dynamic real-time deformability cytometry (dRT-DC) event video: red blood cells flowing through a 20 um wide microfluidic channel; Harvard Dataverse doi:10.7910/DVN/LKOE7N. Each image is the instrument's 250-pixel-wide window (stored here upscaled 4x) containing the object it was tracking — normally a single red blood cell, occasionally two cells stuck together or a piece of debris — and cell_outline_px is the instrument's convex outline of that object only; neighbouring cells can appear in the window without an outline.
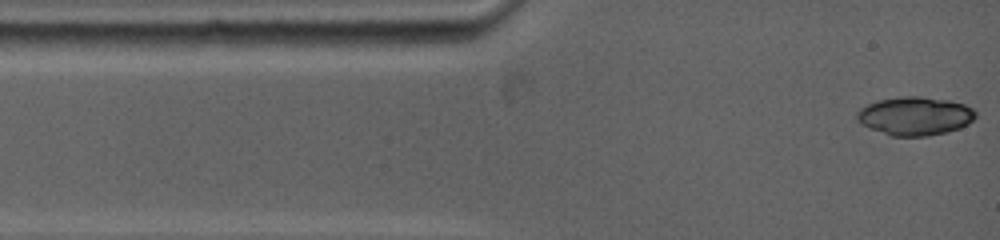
{"species": "common noctule bat (a hibernating species)", "species_latin": "Nyctalus noctula", "temperature_condition": "warm", "stored_images_in_passage": 6, "camera_frame_rate_fps": 5000, "um_per_image_px": 0.085, "animal": {"sex": "female", "body_mass_g": 19.0, "forearm_length_mm": 53.3}, "frame": {"image": 1, "passage_image": 1, "time_ms": 0.0, "image_size_px": [1000, 240], "cell_outline_px": [[976, 116], [968, 124], [960, 128], [948, 132], [928, 136], [888, 136], [868, 128], [860, 124], [856, 116], [856, 112], [860, 108], [876, 100], [904, 96], [920, 96], [948, 100], [964, 104], [972, 108], [976, 112]], "centroid_in_image_um": [77.75, 9.87], "position_along_channel_um": 7.3, "area_um2": 26.93}}
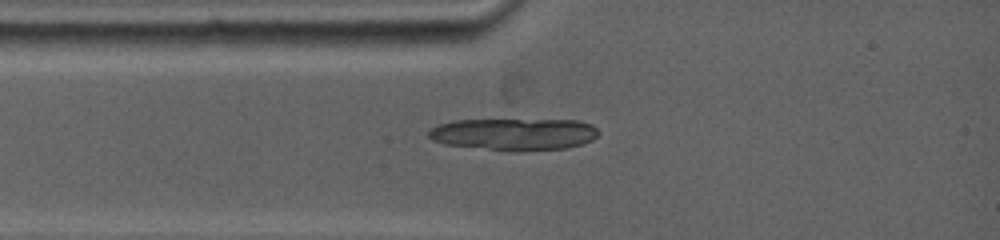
{"frame": {"image": 2, "passage_image": 6, "time_ms": 2.0, "image_size_px": [1000, 240], "cell_outline_px": [[600, 132], [592, 140], [568, 148], [492, 148], [444, 144], [432, 140], [428, 136], [428, 132], [432, 128], [440, 124], [452, 120], [580, 120], [592, 124]], "centroid_in_image_um": [43.71, 11.35], "position_along_channel_um": 41.3, "area_um2": 30.46}}